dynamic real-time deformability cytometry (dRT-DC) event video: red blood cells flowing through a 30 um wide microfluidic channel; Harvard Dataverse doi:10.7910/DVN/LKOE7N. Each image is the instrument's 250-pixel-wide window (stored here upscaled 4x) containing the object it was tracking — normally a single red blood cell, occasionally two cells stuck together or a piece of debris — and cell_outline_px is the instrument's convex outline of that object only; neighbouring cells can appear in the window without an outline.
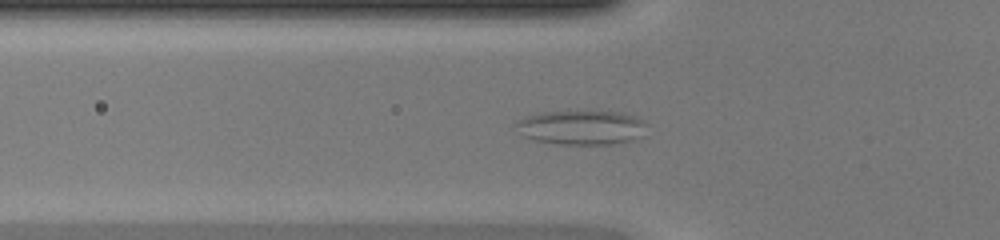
{"species": "common noctule bat (a hibernating species)", "species_latin": "Nyctalus noctula", "temperature_condition": "warm", "stored_images_in_passage": 51, "camera_frame_rate_fps": 3000, "um_per_image_px": 0.085, "animal": {"sex": "female", "body_mass_g": 20.0, "forearm_length_mm": 54.0}, "frame": {"image": 1, "passage_image": 18, "time_ms": 5.667, "image_size_px": [1000, 240], "cell_outline_px": [[644, 124], [636, 136], [632, 140], [612, 144], [560, 144], [536, 140], [524, 136], [516, 124], [516, 120], [524, 116], [540, 112], [624, 112], [636, 116], [644, 120]], "centroid_in_image_um": [49.36, 10.82], "position_along_channel_um": 76.4, "area_um2": 25.55}}
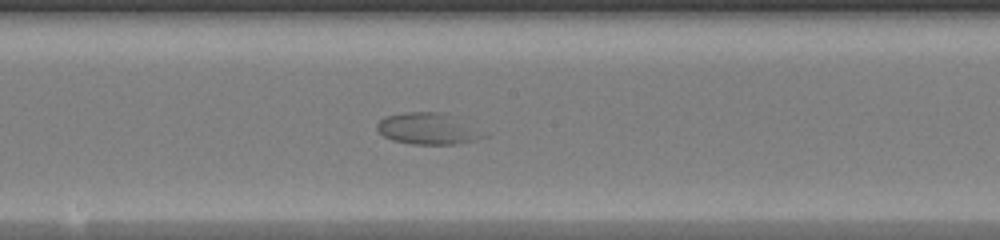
{"frame": {"image": 2, "passage_image": 28, "time_ms": 9.0, "image_size_px": [1000, 240], "cell_outline_px": [[488, 136], [476, 140], [456, 144], [412, 144], [392, 140], [384, 136], [376, 128], [376, 124], [384, 116], [404, 112], [440, 112], [464, 116]], "centroid_in_image_um": [36.46, 10.91], "position_along_channel_um": 211.7, "area_um2": 20.23}}
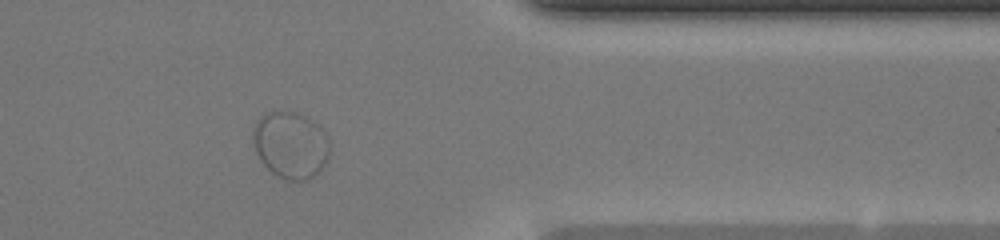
{"frame": {"image": 3, "passage_image": 42, "time_ms": 13.667, "image_size_px": [1000, 240], "cell_outline_px": [[328, 156], [320, 172], [308, 180], [284, 180], [276, 176], [260, 160], [256, 152], [252, 140], [252, 128], [256, 120], [264, 112], [296, 112], [320, 124], [328, 136]], "centroid_in_image_um": [24.68, 12.32], "position_along_channel_um": 386.7, "area_um2": 30.23}}